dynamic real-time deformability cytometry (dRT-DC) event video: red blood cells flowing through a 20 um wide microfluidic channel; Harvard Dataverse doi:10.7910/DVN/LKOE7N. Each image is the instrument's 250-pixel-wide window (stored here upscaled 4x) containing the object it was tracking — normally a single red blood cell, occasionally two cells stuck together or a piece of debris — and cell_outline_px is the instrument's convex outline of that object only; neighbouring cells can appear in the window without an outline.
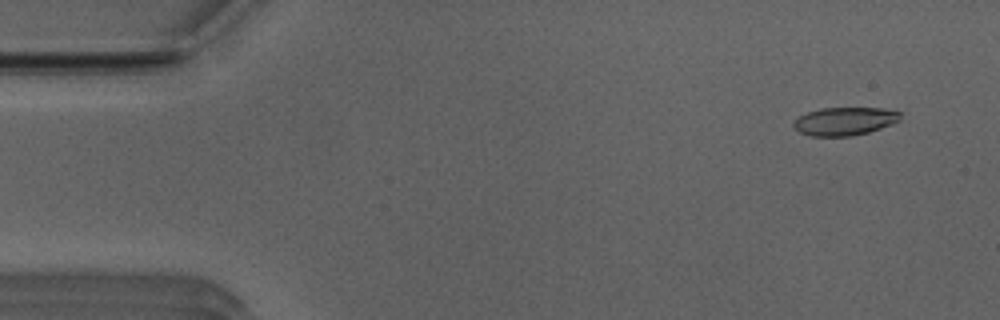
{"species": "Egyptian fruit bat (a non-hibernating species)", "species_latin": "Rousettus aegyptiacus", "temperature_condition": "room temperature", "stored_images_in_passage": 52, "camera_frame_rate_fps": 3000, "um_per_image_px": 0.085, "animal": {"sex": "male"}, "frame": {"image": 1, "passage_image": 4, "time_ms": 1.0, "image_size_px": [1000, 320], "cell_outline_px": [[900, 120], [892, 124], [868, 132], [852, 136], [808, 136], [792, 128], [792, 124], [800, 116], [808, 112], [820, 108], [884, 108], [900, 112]], "centroid_in_image_um": [71.78, 10.31], "position_along_channel_um": 13.2, "area_um2": 17.51}}
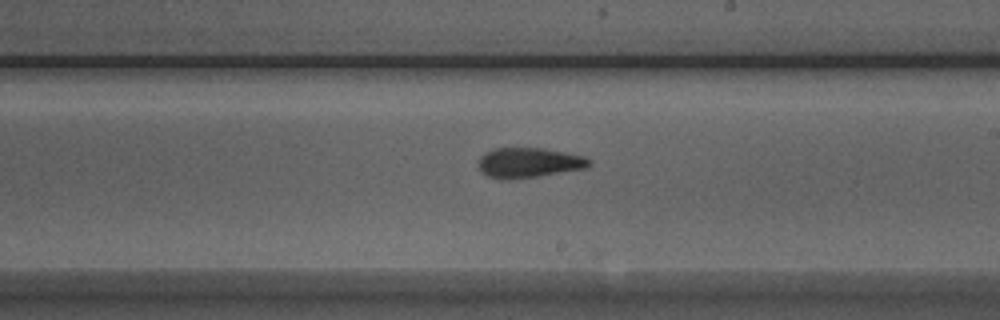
{"frame": {"image": 2, "passage_image": 30, "time_ms": 9.667, "image_size_px": [1000, 320], "cell_outline_px": [[592, 164], [584, 168], [536, 176], [508, 180], [500, 180], [488, 176], [480, 168], [480, 156], [484, 152], [492, 148], [544, 148], [584, 156]], "centroid_in_image_um": [44.91, 13.82], "position_along_channel_um": 244.1, "area_um2": 19.13}}
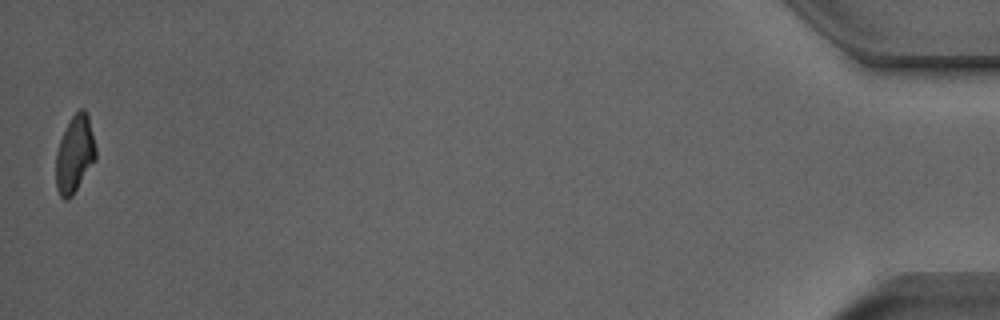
{"frame": {"image": 3, "passage_image": 52, "time_ms": 17.0, "image_size_px": [1000, 320], "cell_outline_px": [[96, 160], [72, 196], [68, 200], [64, 200], [60, 196], [56, 188], [56, 152], [60, 140], [72, 116], [80, 108], [84, 108], [88, 112], [96, 148]], "centroid_in_image_um": [6.36, 13.11], "position_along_channel_um": 428.8, "area_um2": 18.03}, "authors_computed_cell_mechanics": {"area_um2": 18.9006, "velocity_mm_per_s": 3.909, "shape_relaxation_time_tau1_ms": 6.9015, "shape_relaxation_time_tau2_ms": 2.3143, "deformation_change_tau1": 0.2102, "deformation_change_tau2": 0.1051}}